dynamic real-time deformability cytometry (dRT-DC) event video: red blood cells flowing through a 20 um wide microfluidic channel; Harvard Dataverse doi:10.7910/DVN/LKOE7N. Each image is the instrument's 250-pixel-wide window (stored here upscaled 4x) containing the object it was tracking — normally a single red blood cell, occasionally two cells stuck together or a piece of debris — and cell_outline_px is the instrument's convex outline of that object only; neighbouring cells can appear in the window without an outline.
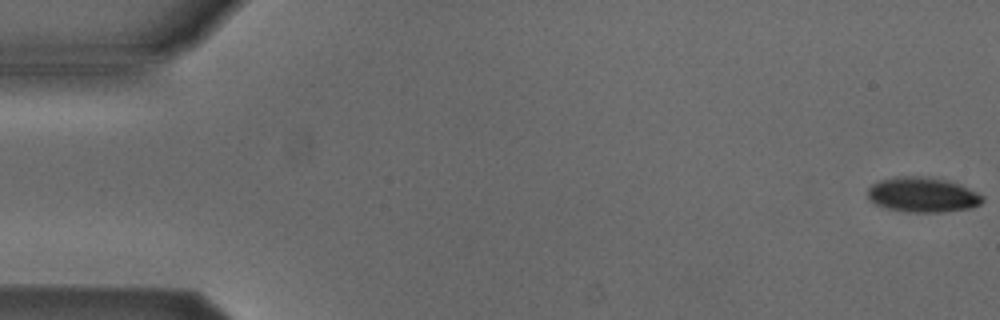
{"species": "Egyptian fruit bat (a non-hibernating species)", "species_latin": "Rousettus aegyptiacus", "temperature_condition": "cold", "stored_images_in_passage": 47, "camera_frame_rate_fps": 3000, "um_per_image_px": 0.085, "animal": {"sex": "male"}, "frame": {"image": 1, "passage_image": 1, "time_ms": 0.0, "image_size_px": [1000, 320], "cell_outline_px": [[984, 200], [980, 204], [972, 208], [940, 212], [908, 212], [888, 208], [872, 204], [868, 200], [868, 188], [872, 184], [880, 180], [896, 176], [920, 176], [944, 180], [960, 184], [984, 196]], "centroid_in_image_um": [78.39, 16.56], "position_along_channel_um": 6.6, "area_um2": 23.47}}
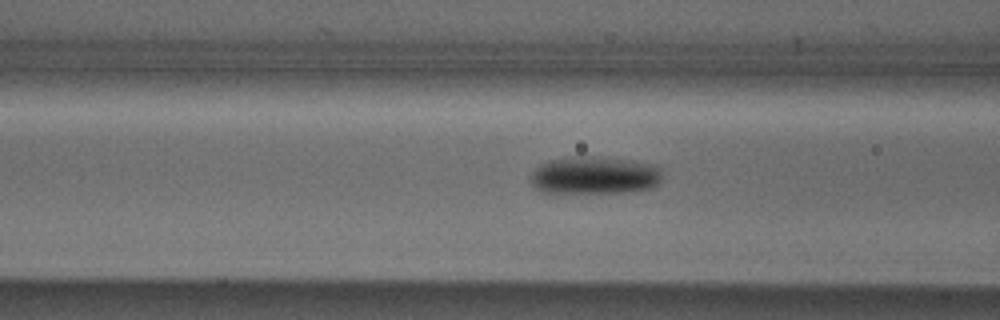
{"frame": {"image": 2, "passage_image": 21, "time_ms": 6.667, "image_size_px": [1000, 320], "cell_outline_px": [[660, 184], [652, 188], [624, 192], [540, 192], [532, 184], [532, 172], [540, 164], [548, 160], [568, 156], [592, 156], [632, 160], [656, 164], [660, 168]], "centroid_in_image_um": [50.55, 14.88], "position_along_channel_um": 116.0, "area_um2": 29.07}}
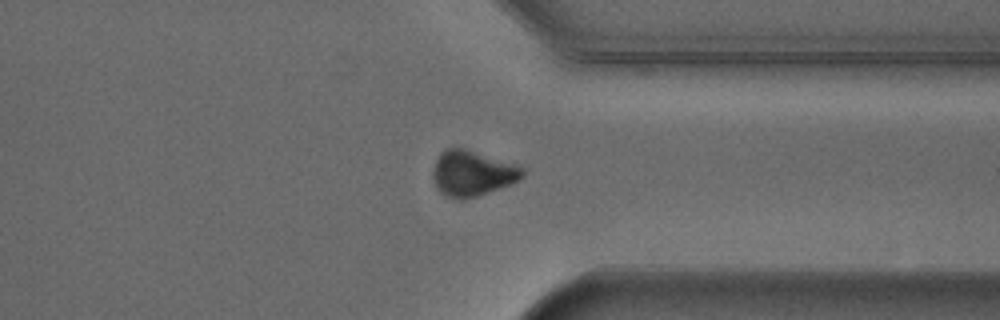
{"frame": {"image": 3, "passage_image": 41, "time_ms": 13.333, "image_size_px": [1000, 320], "cell_outline_px": [[524, 176], [520, 180], [512, 184], [464, 200], [456, 200], [444, 196], [436, 188], [432, 176], [432, 172], [436, 160], [440, 152], [452, 144], [516, 164], [524, 168]], "centroid_in_image_um": [40.11, 14.72], "position_along_channel_um": 371.3, "area_um2": 24.39}, "authors_computed_cell_mechanics": {"area_um2": 25.9522, "velocity_mm_per_s": 3.867, "shape_relaxation_time_tau1_ms": 2.8184, "shape_relaxation_time_tau2_ms": null, "deformation_change_tau1": 0.0995, "deformation_change_tau2": null}}